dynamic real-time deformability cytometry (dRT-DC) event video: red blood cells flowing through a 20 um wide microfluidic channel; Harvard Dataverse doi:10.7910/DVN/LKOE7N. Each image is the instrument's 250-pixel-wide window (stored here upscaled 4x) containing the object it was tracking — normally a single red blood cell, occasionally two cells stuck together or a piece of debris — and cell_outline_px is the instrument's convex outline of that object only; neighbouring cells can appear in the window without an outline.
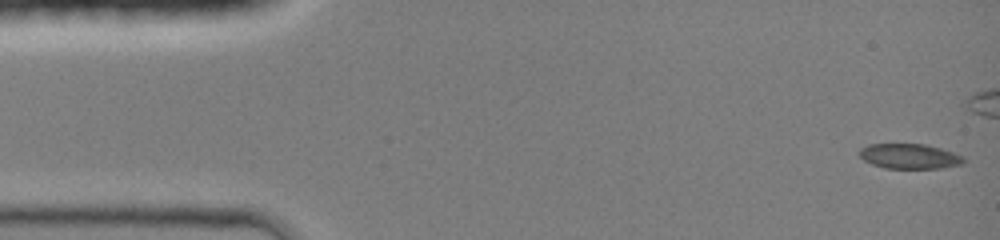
{"species": "common noctule bat (a hibernating species)", "species_latin": "Nyctalus noctula", "temperature_condition": "room temperature", "stored_images_in_passage": 38, "camera_frame_rate_fps": 3000, "um_per_image_px": 0.085, "animal": {"sex": "female", "body_mass_g": 19.0, "forearm_length_mm": 51.5}, "frame": {"image": 1, "passage_image": 1, "time_ms": 0.0, "image_size_px": [1000, 240], "cell_outline_px": [[964, 164], [940, 168], [884, 168], [872, 164], [864, 160], [860, 156], [860, 148], [868, 144], [924, 144], [940, 148], [964, 156]], "centroid_in_image_um": [77.31, 13.28], "position_along_channel_um": 7.7, "area_um2": 15.14}}
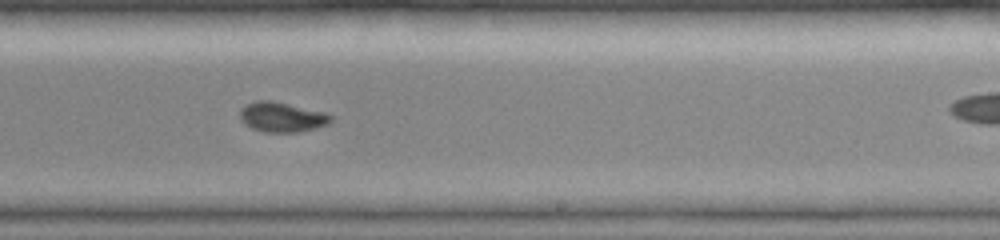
{"frame": {"image": 2, "passage_image": 27, "time_ms": 8.667, "image_size_px": [1000, 240], "cell_outline_px": [[332, 120], [328, 124], [316, 128], [296, 132], [264, 132], [252, 128], [240, 120], [240, 108], [256, 100], [272, 100], [324, 112], [332, 116]], "centroid_in_image_um": [23.95, 9.94], "position_along_channel_um": 265.1, "area_um2": 15.78}}
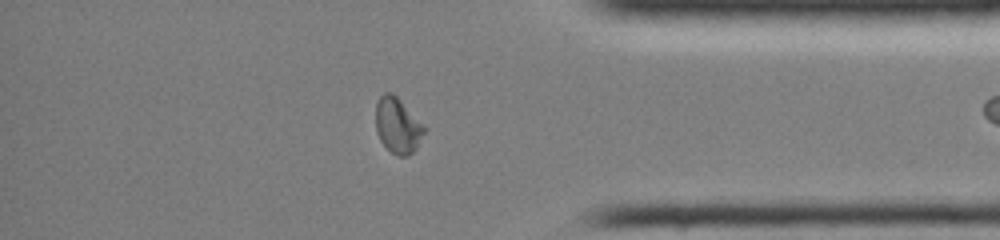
{"frame": {"image": 3, "passage_image": 37, "time_ms": 12.0, "image_size_px": [1000, 240], "cell_outline_px": [[428, 128], [416, 148], [408, 156], [400, 156], [392, 152], [380, 140], [376, 132], [376, 104], [380, 96], [384, 92], [392, 92]], "centroid_in_image_um": [33.82, 10.66], "position_along_channel_um": 401.4, "area_um2": 15.72}}